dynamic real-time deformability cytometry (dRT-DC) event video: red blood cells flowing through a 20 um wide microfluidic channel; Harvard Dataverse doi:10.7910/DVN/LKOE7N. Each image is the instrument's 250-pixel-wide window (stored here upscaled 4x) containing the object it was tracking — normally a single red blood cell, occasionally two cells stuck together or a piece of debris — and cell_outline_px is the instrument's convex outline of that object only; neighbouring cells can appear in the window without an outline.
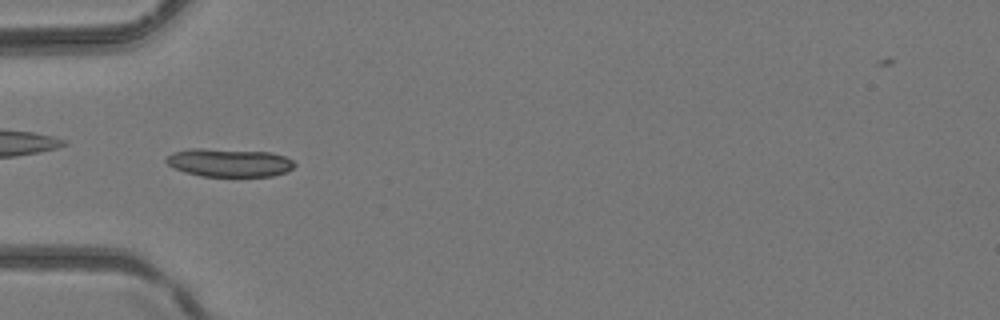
{"species": "common noctule bat (a hibernating species)", "species_latin": "Nyctalus noctula", "temperature_condition": "room temperature", "stored_images_in_passage": 4, "camera_frame_rate_fps": 3000, "um_per_image_px": 0.085, "animal": {"sex": "female", "body_mass_g": 24.6, "forearm_length_mm": 56.2}, "frame": {"image": 1, "passage_image": 4, "time_ms": 1.0, "image_size_px": [1000, 320], "cell_outline_px": [[296, 164], [288, 172], [272, 176], [200, 176], [184, 172], [168, 164], [164, 160], [172, 152], [188, 148], [200, 148], [272, 152], [284, 156], [292, 160]], "centroid_in_image_um": [19.48, 13.82], "position_along_channel_um": 65.5, "area_um2": 21.21}}